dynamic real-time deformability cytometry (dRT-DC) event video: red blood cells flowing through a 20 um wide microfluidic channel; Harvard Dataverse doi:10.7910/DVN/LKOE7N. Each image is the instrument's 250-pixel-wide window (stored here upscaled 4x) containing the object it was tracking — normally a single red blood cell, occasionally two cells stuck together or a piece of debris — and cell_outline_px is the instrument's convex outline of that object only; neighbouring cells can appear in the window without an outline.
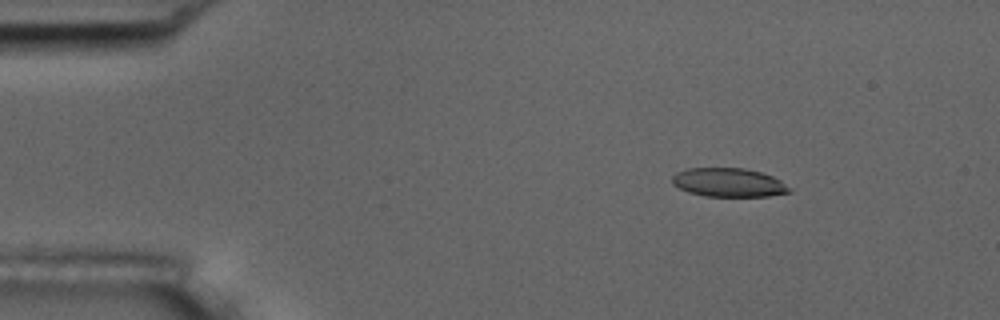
{"species": "common noctule bat (a hibernating species)", "species_latin": "Nyctalus noctula", "temperature_condition": "room temperature", "stored_images_in_passage": 7, "camera_frame_rate_fps": 3000, "um_per_image_px": 0.085, "animal": {"sex": "male", "body_mass_g": 17.5, "forearm_length_mm": 52.3}, "frame": {"image": 1, "passage_image": 2, "time_ms": 1.333, "image_size_px": [1000, 320], "cell_outline_px": [[792, 192], [768, 196], [704, 196], [688, 192], [672, 184], [672, 176], [676, 172], [688, 168], [744, 168], [760, 172], [772, 176], [780, 180], [792, 188]], "centroid_in_image_um": [61.94, 15.51], "position_along_channel_um": 23.1, "area_um2": 19.71}}